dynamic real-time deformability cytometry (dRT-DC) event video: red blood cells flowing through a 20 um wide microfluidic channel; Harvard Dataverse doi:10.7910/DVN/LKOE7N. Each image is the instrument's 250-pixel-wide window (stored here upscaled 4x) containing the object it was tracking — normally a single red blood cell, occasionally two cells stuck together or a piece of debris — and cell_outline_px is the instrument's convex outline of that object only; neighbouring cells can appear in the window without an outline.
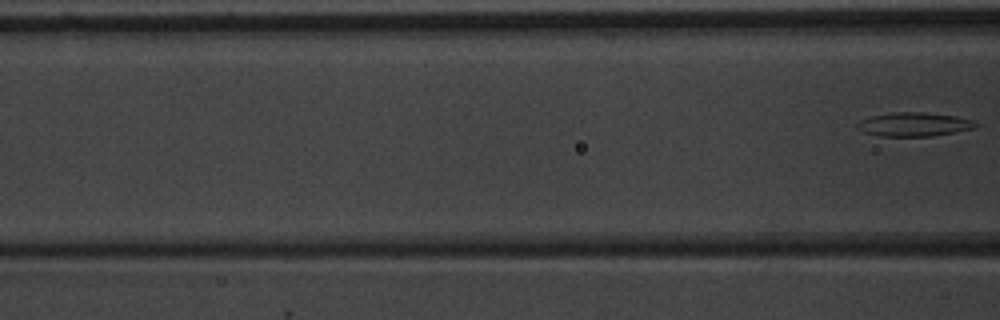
{"species": "common noctule bat (a hibernating species)", "species_latin": "Nyctalus noctula", "temperature_condition": "warm", "stored_images_in_passage": 7, "segment_of_instrument_passage": [2, 2], "camera_frame_rate_fps": 3000, "um_per_image_px": 0.085, "animal": {"sex": "male", "body_mass_g": 20.1, "forearm_length_mm": 53.5}, "frame": {"image": 1, "passage_image": 7, "time_ms": 8.0, "image_size_px": [1000, 320], "cell_outline_px": [[980, 124], [972, 128], [932, 136], [880, 136], [864, 132], [856, 128], [856, 124], [860, 120], [872, 116], [892, 112], [924, 112], [956, 116], [972, 120]], "centroid_in_image_um": [77.66, 10.56], "position_along_channel_um": 88.9, "area_um2": 16.36}}